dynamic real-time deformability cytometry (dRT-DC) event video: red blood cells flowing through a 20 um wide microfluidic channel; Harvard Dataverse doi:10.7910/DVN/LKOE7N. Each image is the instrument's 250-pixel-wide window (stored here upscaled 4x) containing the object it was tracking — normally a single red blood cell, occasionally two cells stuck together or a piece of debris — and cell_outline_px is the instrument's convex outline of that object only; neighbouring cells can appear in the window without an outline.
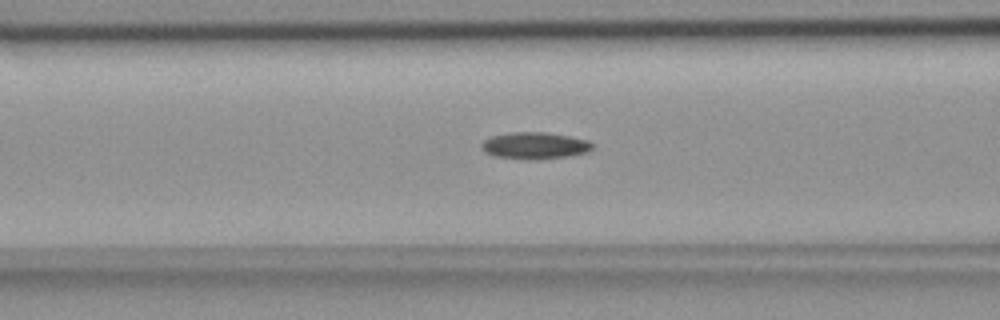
{"species": "common noctule bat (a hibernating species)", "species_latin": "Nyctalus noctula", "temperature_condition": "room temperature", "stored_images_in_passage": 41, "camera_frame_rate_fps": 3000, "um_per_image_px": 0.085, "animal": {"sex": "female", "body_mass_g": 18.4}, "frame": {"image": 1, "passage_image": 8, "time_ms": 2.333, "image_size_px": [1000, 320], "cell_outline_px": [[588, 144], [584, 148], [572, 152], [548, 156], [516, 156], [492, 152], [488, 148], [488, 144], [492, 140], [508, 136], [556, 136], [576, 140]], "centroid_in_image_um": [45.46, 12.39], "position_along_channel_um": 121.1, "area_um2": 11.56}}
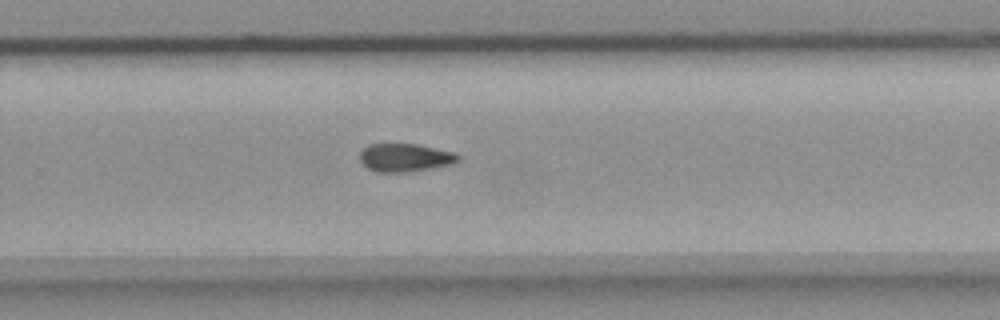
{"frame": {"image": 2, "passage_image": 22, "time_ms": 7.0, "image_size_px": [1000, 320], "cell_outline_px": [[456, 156], [452, 160], [432, 164], [408, 168], [372, 168], [364, 160], [364, 152], [372, 148], [384, 144], [400, 144], [424, 148]], "centroid_in_image_um": [34.27, 13.31], "position_along_channel_um": 295.5, "area_um2": 11.5}}
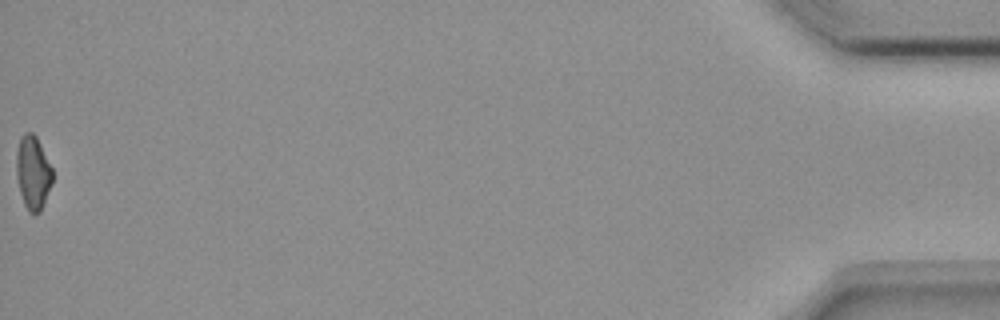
{"frame": {"image": 3, "passage_image": 41, "time_ms": 13.333, "image_size_px": [1000, 320], "cell_outline_px": [[52, 180], [40, 208], [36, 212], [32, 212], [28, 208], [20, 184], [20, 144], [28, 136], [32, 136], [36, 140], [52, 168]], "centroid_in_image_um": [2.9, 14.75], "position_along_channel_um": 432.3, "area_um2": 12.6}}